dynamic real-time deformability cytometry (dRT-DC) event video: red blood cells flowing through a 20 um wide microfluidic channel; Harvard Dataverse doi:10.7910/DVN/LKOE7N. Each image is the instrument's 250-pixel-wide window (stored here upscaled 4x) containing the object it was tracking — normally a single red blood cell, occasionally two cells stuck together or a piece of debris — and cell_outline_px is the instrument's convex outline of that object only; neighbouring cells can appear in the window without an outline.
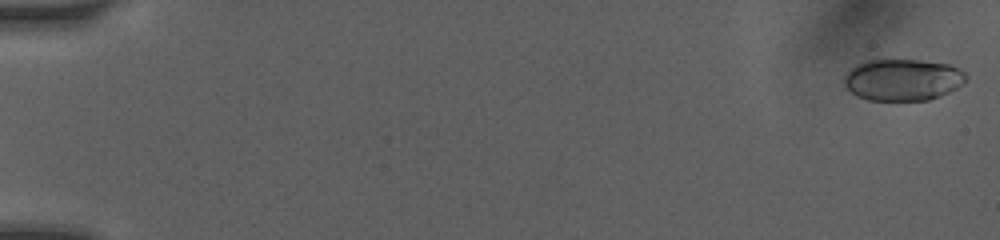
{"species": "human", "species_latin": "Homo sapiens", "temperature_condition": "room temperature", "stored_images_in_passage": 43, "camera_frame_rate_fps": 3000, "um_per_image_px": 0.085, "donor": {"sex": "female"}, "frame": {"image": 1, "passage_image": 1, "time_ms": 0.0, "image_size_px": [1000, 240], "cell_outline_px": [[968, 80], [964, 84], [940, 96], [928, 100], [868, 100], [856, 96], [844, 84], [844, 76], [856, 64], [868, 60], [920, 60], [948, 64], [960, 68], [968, 76]], "centroid_in_image_um": [76.77, 6.78], "position_along_channel_um": 8.2, "area_um2": 29.71}}
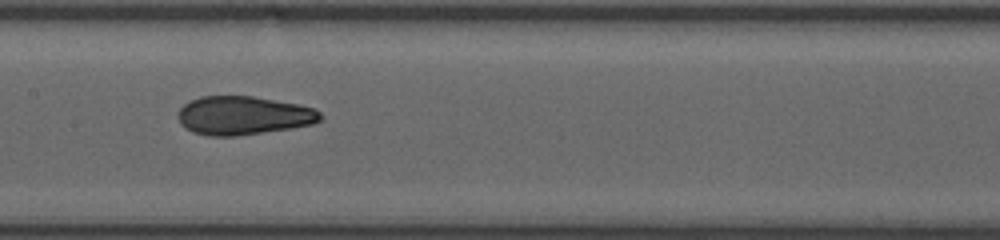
{"frame": {"image": 2, "passage_image": 16, "time_ms": 8.667, "image_size_px": [1000, 240], "cell_outline_px": [[324, 116], [316, 124], [292, 128], [236, 136], [208, 136], [192, 132], [180, 124], [176, 116], [180, 108], [184, 104], [200, 96], [252, 96], [300, 104], [316, 108]], "centroid_in_image_um": [20.71, 9.82], "position_along_channel_um": 186.7, "area_um2": 32.43}}
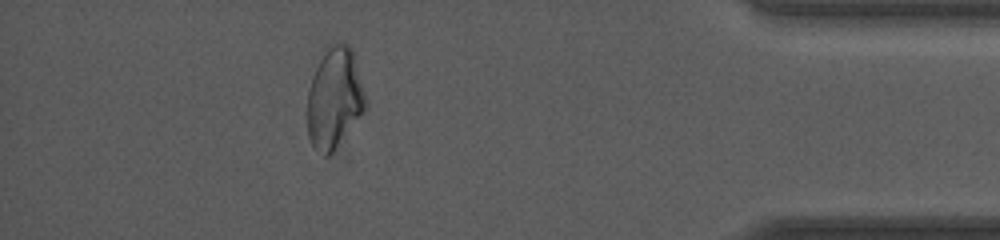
{"frame": {"image": 3, "passage_image": 36, "time_ms": 15.0, "image_size_px": [1000, 240], "cell_outline_px": [[368, 108], [332, 152], [328, 156], [324, 156], [312, 144], [308, 136], [308, 88], [312, 76], [328, 44], [340, 40], [348, 44], [352, 48], [368, 104]], "centroid_in_image_um": [28.45, 8.31], "position_along_channel_um": 406.7, "area_um2": 34.33}, "authors_computed_cell_mechanics": {"area_um2": 32.4836, "velocity_mm_per_s": 4.1153, "shape_relaxation_time_tau1_ms": 6.6009, "shape_relaxation_time_tau2_ms": 1.1781, "deformation_change_tau1": 0.1512, "deformation_change_tau2": 0.0478}}